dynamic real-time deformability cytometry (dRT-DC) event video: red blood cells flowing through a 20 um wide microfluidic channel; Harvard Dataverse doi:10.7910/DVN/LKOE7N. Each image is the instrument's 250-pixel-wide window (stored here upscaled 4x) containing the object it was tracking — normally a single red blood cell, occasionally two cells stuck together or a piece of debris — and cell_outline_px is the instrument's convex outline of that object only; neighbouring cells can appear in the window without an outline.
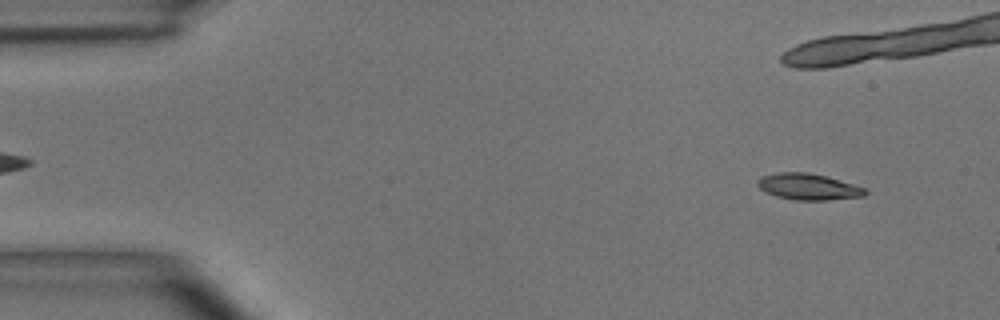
{"species": "common noctule bat (a hibernating species)", "species_latin": "Nyctalus noctula", "temperature_condition": "room temperature", "stored_images_in_passage": 41, "camera_frame_rate_fps": 3000, "um_per_image_px": 0.085, "animal": {"sex": "male", "body_mass_g": 15.6}, "frame": {"image": 1, "passage_image": 1, "time_ms": 0.0, "image_size_px": [1000, 320], "cell_outline_px": [[868, 192], [864, 196], [828, 200], [792, 200], [776, 196], [764, 192], [756, 184], [756, 180], [760, 176], [776, 172], [808, 172], [824, 176], [852, 184], [864, 188]], "centroid_in_image_um": [68.63, 15.87], "position_along_channel_um": 16.4, "area_um2": 16.53}}